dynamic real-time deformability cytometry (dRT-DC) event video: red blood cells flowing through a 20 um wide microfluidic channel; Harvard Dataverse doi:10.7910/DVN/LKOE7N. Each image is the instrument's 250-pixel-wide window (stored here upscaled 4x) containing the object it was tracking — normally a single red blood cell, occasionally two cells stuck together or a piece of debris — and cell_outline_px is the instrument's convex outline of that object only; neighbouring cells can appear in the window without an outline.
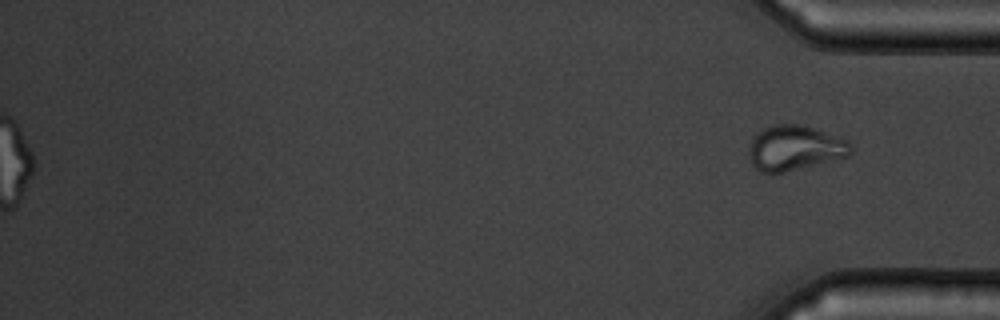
{"species": "common noctule bat (a hibernating species)", "species_latin": "Nyctalus noctula", "temperature_condition": "warm", "stored_images_in_passage": 56, "segment_of_instrument_passage": [2, 2], "camera_frame_rate_fps": 3000, "um_per_image_px": 0.085, "animal": {"sex": "male", "body_mass_g": 19.5, "forearm_length_mm": 54.6}, "frame": {"image": 1, "passage_image": 56, "time_ms": 18.333, "image_size_px": [1000, 320], "cell_outline_px": [[852, 152], [848, 156], [772, 176], [760, 172], [752, 164], [748, 152], [748, 144], [764, 128], [776, 124], [800, 124], [848, 140], [852, 144]], "centroid_in_image_um": [67.53, 12.62], "position_along_channel_um": 367.7, "area_um2": 26.93}}